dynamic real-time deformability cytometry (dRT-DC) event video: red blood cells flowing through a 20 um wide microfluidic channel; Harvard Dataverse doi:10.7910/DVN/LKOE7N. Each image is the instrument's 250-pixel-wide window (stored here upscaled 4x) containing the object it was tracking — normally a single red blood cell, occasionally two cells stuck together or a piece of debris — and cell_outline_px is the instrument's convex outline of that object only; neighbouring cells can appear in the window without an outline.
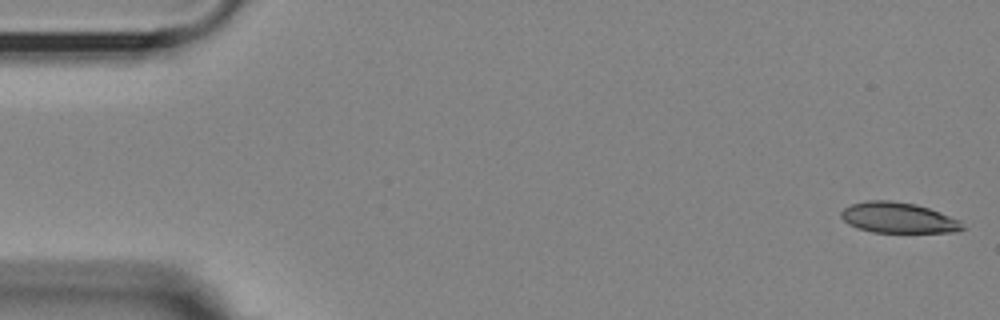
{"species": "Egyptian fruit bat (a non-hibernating species)", "species_latin": "Rousettus aegyptiacus", "temperature_condition": "room temperature", "stored_images_in_passage": 53, "camera_frame_rate_fps": 3000, "um_per_image_px": 0.085, "animal": {"sex": "female"}, "frame": {"image": 1, "passage_image": 1, "time_ms": 0.0, "image_size_px": [1000, 320], "cell_outline_px": [[968, 228], [960, 232], [872, 232], [856, 228], [848, 224], [840, 216], [840, 212], [844, 208], [852, 204], [868, 200], [888, 200], [916, 204], [940, 212], [960, 220]], "centroid_in_image_um": [76.38, 18.52], "position_along_channel_um": 8.6, "area_um2": 21.85}}
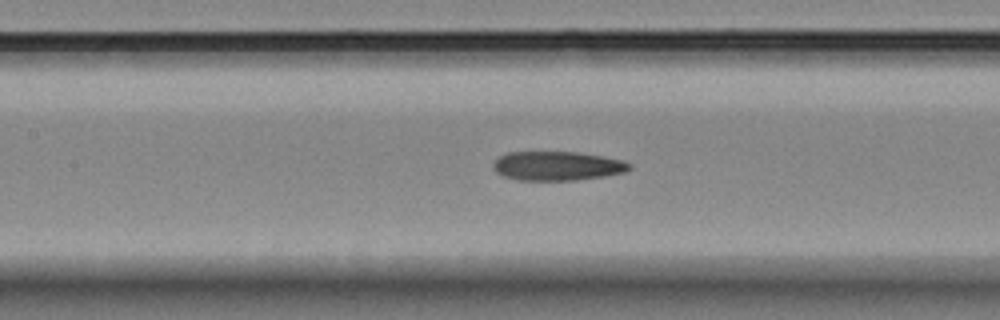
{"frame": {"image": 2, "passage_image": 24, "time_ms": 7.667, "image_size_px": [1000, 320], "cell_outline_px": [[632, 168], [624, 172], [604, 176], [576, 180], [520, 180], [504, 176], [496, 172], [492, 168], [492, 164], [500, 156], [508, 152], [580, 152], [620, 160], [632, 164]], "centroid_in_image_um": [47.35, 14.1], "position_along_channel_um": 160.1, "area_um2": 23.0}}
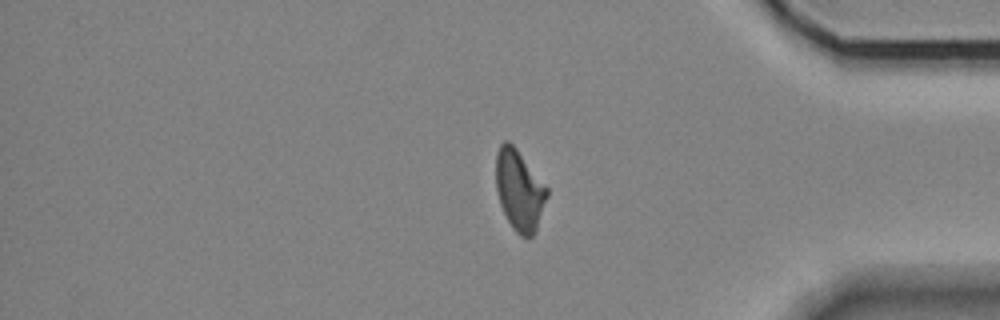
{"frame": {"image": 3, "passage_image": 45, "time_ms": 14.667, "image_size_px": [1000, 320], "cell_outline_px": [[548, 196], [536, 228], [532, 236], [520, 236], [512, 228], [500, 204], [496, 188], [496, 152], [500, 144], [504, 140], [508, 140], [516, 148], [548, 188]], "centroid_in_image_um": [44.13, 16.14], "position_along_channel_um": 391.1, "area_um2": 23.76}, "authors_computed_cell_mechanics": {"area_um2": 23.698, "velocity_mm_per_s": 3.6197, "shape_relaxation_time_tau1_ms": null, "shape_relaxation_time_tau2_ms": 5.9756, "deformation_change_tau1": null, "deformation_change_tau2": 0.1498}}